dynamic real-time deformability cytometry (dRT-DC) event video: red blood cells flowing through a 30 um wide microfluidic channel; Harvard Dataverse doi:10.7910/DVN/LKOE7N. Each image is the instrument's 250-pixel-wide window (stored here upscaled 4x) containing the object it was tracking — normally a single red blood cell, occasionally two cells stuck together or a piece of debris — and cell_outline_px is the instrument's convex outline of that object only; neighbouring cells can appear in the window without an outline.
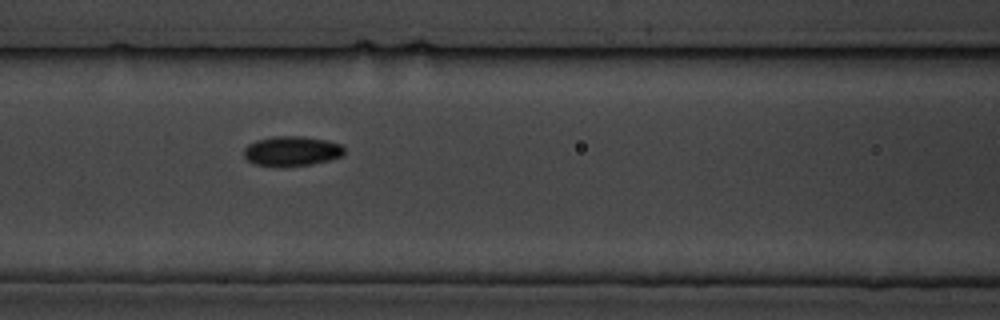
{"species": "common noctule bat (a hibernating species)", "species_latin": "Nyctalus noctula", "temperature_condition": "cold", "stored_images_in_passage": 9, "camera_frame_rate_fps": 3000, "um_per_image_px": 0.085, "animal": {"sex": "male", "body_mass_g": 19.5, "forearm_length_mm": 54.6}, "frame": {"image": 1, "passage_image": 7, "time_ms": 6.667, "image_size_px": [1000, 320], "cell_outline_px": [[344, 156], [312, 164], [284, 168], [256, 164], [248, 160], [244, 156], [244, 148], [248, 144], [256, 140], [276, 136], [304, 136], [328, 140], [340, 144], [344, 148]], "centroid_in_image_um": [24.81, 12.85], "position_along_channel_um": 141.8, "area_um2": 17.74}}
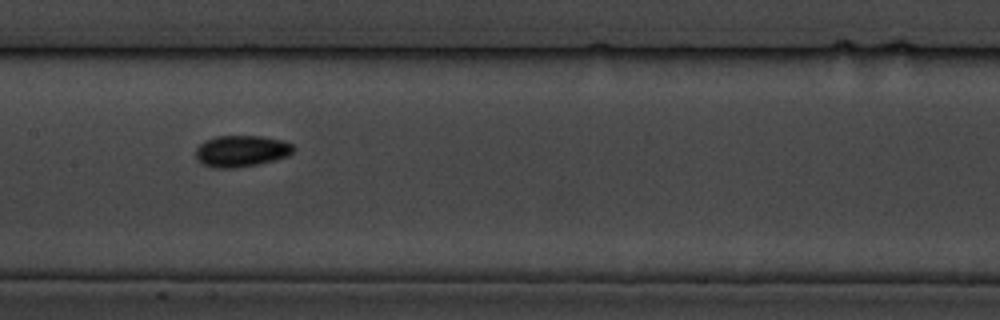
{"frame": {"image": 2, "passage_image": 8, "time_ms": 8.0, "image_size_px": [1000, 320], "cell_outline_px": [[292, 152], [288, 156], [256, 164], [232, 168], [212, 168], [196, 160], [196, 148], [204, 140], [216, 136], [264, 136], [284, 140], [292, 144]], "centroid_in_image_um": [20.48, 12.83], "position_along_channel_um": 186.9, "area_um2": 17.86}}
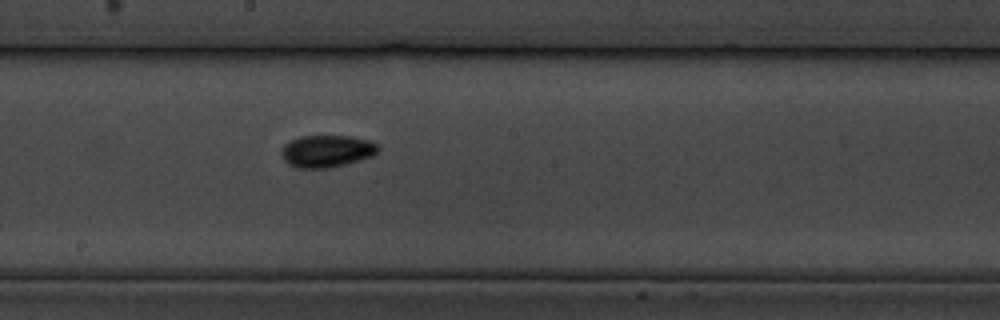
{"frame": {"image": 3, "passage_image": 9, "time_ms": 9.0, "image_size_px": [1000, 320], "cell_outline_px": [[380, 148], [372, 156], [360, 160], [328, 168], [296, 168], [288, 164], [284, 160], [280, 152], [284, 144], [300, 136], [352, 136], [368, 140], [376, 144]], "centroid_in_image_um": [27.75, 12.85], "position_along_channel_um": 220.5, "area_um2": 18.09}}